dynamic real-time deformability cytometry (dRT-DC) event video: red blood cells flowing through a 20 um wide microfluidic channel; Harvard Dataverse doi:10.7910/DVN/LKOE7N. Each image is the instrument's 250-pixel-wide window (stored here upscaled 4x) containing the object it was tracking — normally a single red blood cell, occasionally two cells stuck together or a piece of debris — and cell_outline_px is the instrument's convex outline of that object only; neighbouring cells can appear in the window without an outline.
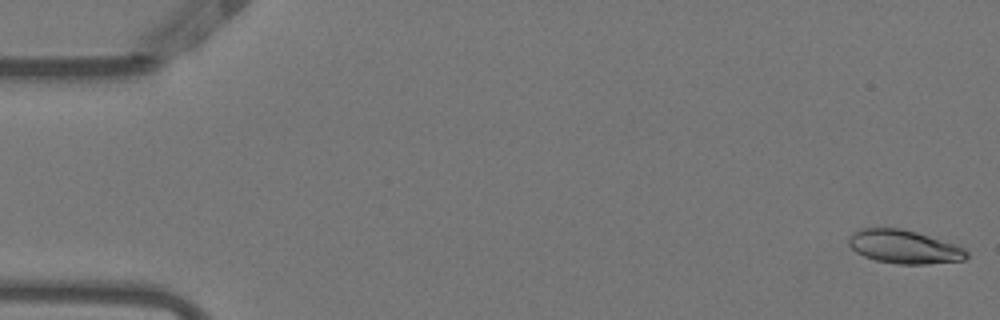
{"species": "Egyptian fruit bat (a non-hibernating species)", "species_latin": "Rousettus aegyptiacus", "temperature_condition": "warm", "stored_images_in_passage": 53, "camera_frame_rate_fps": 3000, "um_per_image_px": 0.085, "animal": {"sex": "female"}, "frame": {"image": 1, "passage_image": 1, "time_ms": 0.0, "image_size_px": [1000, 320], "cell_outline_px": [[968, 256], [964, 260], [924, 264], [896, 264], [876, 260], [864, 256], [856, 252], [848, 244], [848, 240], [852, 232], [860, 228], [900, 228], [916, 232], [956, 244], [964, 248], [968, 252]], "centroid_in_image_um": [76.84, 20.97], "position_along_channel_um": 8.2, "area_um2": 23.0}}
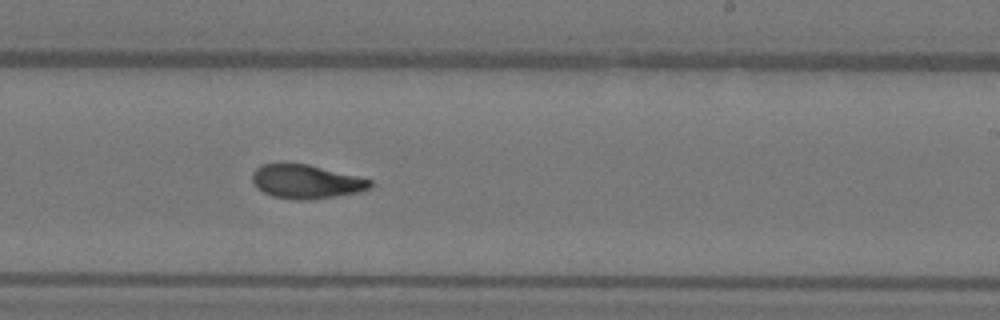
{"frame": {"image": 2, "passage_image": 32, "time_ms": 10.333, "image_size_px": [1000, 320], "cell_outline_px": [[372, 188], [360, 192], [336, 196], [308, 200], [296, 200], [272, 196], [264, 192], [252, 180], [252, 172], [260, 164], [280, 160], [308, 164], [372, 180]], "centroid_in_image_um": [25.99, 15.4], "position_along_channel_um": 263.0, "area_um2": 23.76}}
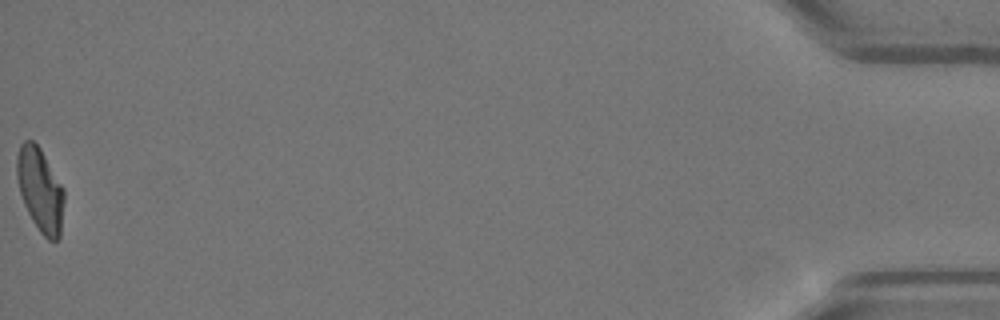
{"frame": {"image": 3, "passage_image": 53, "time_ms": 17.333, "image_size_px": [1000, 320], "cell_outline_px": [[64, 200], [60, 236], [56, 240], [48, 240], [40, 232], [32, 220], [24, 204], [20, 192], [16, 176], [16, 156], [20, 144], [24, 140], [32, 140], [40, 148], [64, 188]], "centroid_in_image_um": [3.41, 16.11], "position_along_channel_um": 431.8, "area_um2": 23.06}, "authors_computed_cell_mechanics": {"area_um2": 23.3512, "velocity_mm_per_s": 3.8373, "shape_relaxation_time_tau1_ms": 7.5723, "shape_relaxation_time_tau2_ms": 2.2378, "deformation_change_tau1": 0.233, "deformation_change_tau2": 0.0863}}